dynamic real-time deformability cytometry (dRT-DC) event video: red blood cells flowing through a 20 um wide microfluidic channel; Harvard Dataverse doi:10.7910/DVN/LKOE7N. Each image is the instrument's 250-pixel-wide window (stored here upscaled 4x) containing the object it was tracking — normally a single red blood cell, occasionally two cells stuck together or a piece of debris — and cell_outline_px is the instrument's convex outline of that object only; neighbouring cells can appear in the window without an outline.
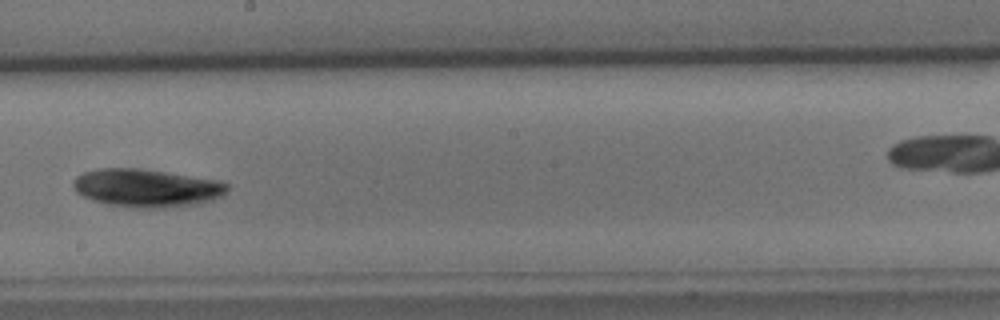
{"species": "common noctule bat (a hibernating species)", "species_latin": "Nyctalus noctula", "temperature_condition": "cold", "stored_images_in_passage": 10, "camera_frame_rate_fps": 3000, "um_per_image_px": 0.085, "animal": {"sex": "male", "body_mass_g": 15.6}, "frame": {"image": 1, "passage_image": 9, "time_ms": 10.333, "image_size_px": [1000, 320], "cell_outline_px": [[228, 192], [212, 200], [196, 204], [164, 208], [140, 208], [108, 204], [84, 196], [76, 192], [72, 184], [72, 180], [76, 176], [84, 172], [100, 168], [140, 168], [216, 180], [228, 184]], "centroid_in_image_um": [12.45, 15.97], "position_along_channel_um": 235.8, "area_um2": 33.93}}